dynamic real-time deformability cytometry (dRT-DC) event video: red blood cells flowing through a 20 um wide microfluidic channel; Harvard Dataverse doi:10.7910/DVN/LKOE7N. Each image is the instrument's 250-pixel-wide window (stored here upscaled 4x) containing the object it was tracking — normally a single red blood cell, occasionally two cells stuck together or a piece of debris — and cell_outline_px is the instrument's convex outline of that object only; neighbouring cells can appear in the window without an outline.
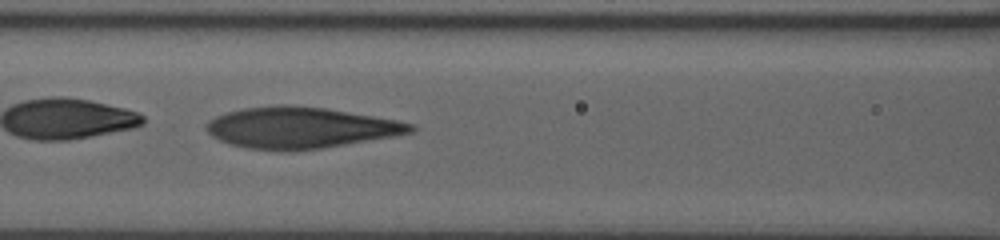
{"species": "human", "species_latin": "Homo sapiens", "temperature_condition": "room temperature", "stored_images_in_passage": 11, "camera_frame_rate_fps": 3000, "um_per_image_px": 0.085, "donor": {"sex": "male"}, "frame": {"image": 1, "passage_image": 8, "time_ms": 3.0, "image_size_px": [1000, 240], "cell_outline_px": [[416, 128], [412, 132], [392, 136], [320, 148], [292, 152], [280, 152], [248, 148], [232, 144], [220, 140], [212, 136], [204, 128], [208, 120], [216, 116], [228, 112], [244, 108], [276, 104], [288, 104], [324, 108], [396, 120], [416, 124]], "centroid_in_image_um": [25.48, 10.86], "position_along_channel_um": 141.1, "area_um2": 48.96}}